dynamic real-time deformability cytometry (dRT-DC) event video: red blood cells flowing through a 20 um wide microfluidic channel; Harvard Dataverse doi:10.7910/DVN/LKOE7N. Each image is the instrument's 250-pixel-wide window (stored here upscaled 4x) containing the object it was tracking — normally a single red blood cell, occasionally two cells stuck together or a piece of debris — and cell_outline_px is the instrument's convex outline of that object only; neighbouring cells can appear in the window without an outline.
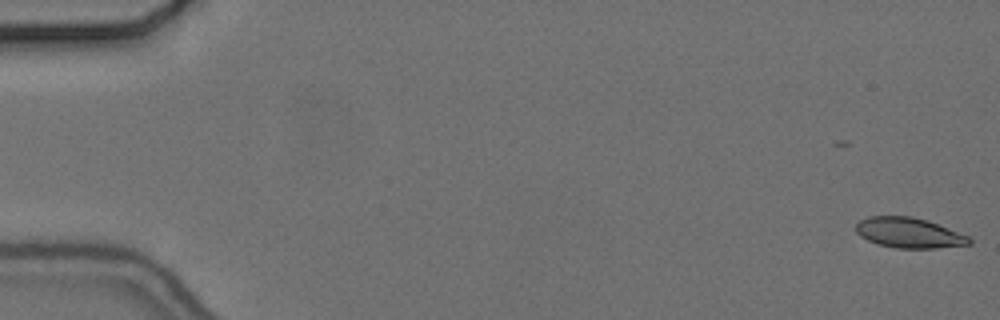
{"species": "common noctule bat (a hibernating species)", "species_latin": "Nyctalus noctula", "temperature_condition": "cold", "stored_images_in_passage": 11, "camera_frame_rate_fps": 3000, "um_per_image_px": 0.085, "animal": {"sex": "female", "body_mass_g": 24.6, "forearm_length_mm": 56.2}, "frame": {"image": 1, "passage_image": 1, "time_ms": 0.0, "image_size_px": [1000, 320], "cell_outline_px": [[972, 244], [936, 248], [896, 248], [876, 244], [860, 236], [856, 232], [856, 224], [860, 220], [868, 216], [912, 216], [928, 220], [968, 236], [972, 240]], "centroid_in_image_um": [77.25, 19.79], "position_along_channel_um": 7.7, "area_um2": 20.06}}